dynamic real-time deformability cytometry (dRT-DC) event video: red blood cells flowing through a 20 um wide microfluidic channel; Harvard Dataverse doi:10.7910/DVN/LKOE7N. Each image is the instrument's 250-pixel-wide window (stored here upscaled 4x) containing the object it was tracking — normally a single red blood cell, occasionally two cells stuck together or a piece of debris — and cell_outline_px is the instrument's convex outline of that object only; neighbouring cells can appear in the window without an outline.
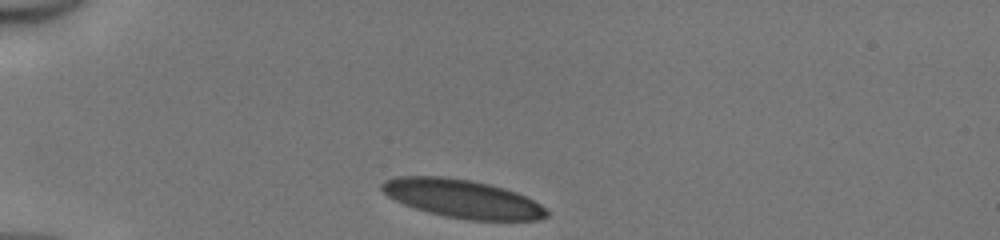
{"species": "human", "species_latin": "Homo sapiens", "temperature_condition": "cold", "stored_images_in_passage": 30, "camera_frame_rate_fps": 3000, "um_per_image_px": 0.085, "donor": {"sex": "male"}, "frame": {"image": 1, "passage_image": 1, "time_ms": 0.0, "image_size_px": [1000, 240], "cell_outline_px": [[548, 216], [536, 220], [472, 220], [444, 216], [428, 212], [404, 204], [388, 196], [380, 188], [380, 184], [384, 180], [396, 176], [440, 176], [472, 180], [504, 188], [516, 192], [540, 204], [548, 212]], "centroid_in_image_um": [39.27, 16.88], "position_along_channel_um": 45.7, "area_um2": 36.59}}
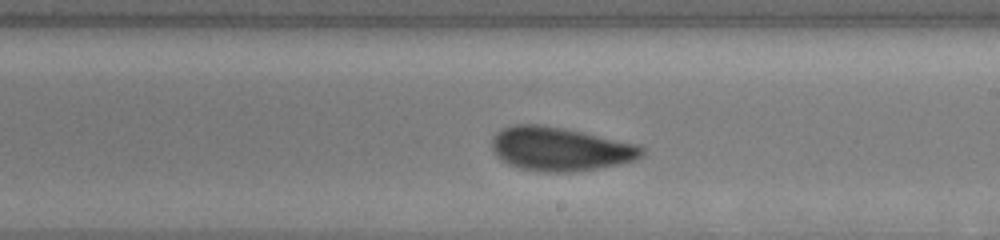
{"frame": {"image": 2, "passage_image": 18, "time_ms": 5.667, "image_size_px": [1000, 240], "cell_outline_px": [[644, 156], [636, 160], [620, 164], [572, 172], [540, 172], [520, 168], [508, 164], [500, 160], [496, 156], [492, 148], [492, 136], [500, 128], [516, 124], [540, 124], [564, 128], [584, 132], [636, 144], [644, 148]], "centroid_in_image_um": [47.58, 12.66], "position_along_channel_um": 241.4, "area_um2": 38.55}}
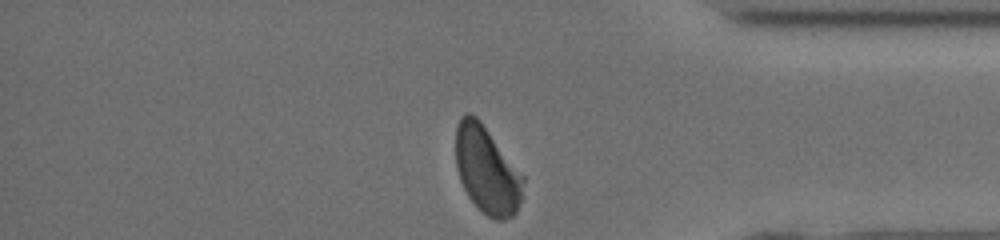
{"frame": {"image": 3, "passage_image": 30, "time_ms": 9.667, "image_size_px": [1000, 240], "cell_outline_px": [[524, 180], [520, 200], [516, 212], [512, 216], [504, 220], [496, 220], [488, 216], [468, 196], [460, 180], [456, 168], [456, 128], [460, 116], [468, 112], [476, 116], [480, 120], [524, 176]], "centroid_in_image_um": [41.37, 14.43], "position_along_channel_um": 393.8, "area_um2": 34.04}, "authors_computed_cell_mechanics": {"area_um2": 37.8012, "velocity_mm_per_s": 4.1305, "shape_relaxation_time_tau1_ms": 3.5355, "shape_relaxation_time_tau2_ms": 1.1527, "deformation_change_tau1": 0.1249, "deformation_change_tau2": 0.0677}}